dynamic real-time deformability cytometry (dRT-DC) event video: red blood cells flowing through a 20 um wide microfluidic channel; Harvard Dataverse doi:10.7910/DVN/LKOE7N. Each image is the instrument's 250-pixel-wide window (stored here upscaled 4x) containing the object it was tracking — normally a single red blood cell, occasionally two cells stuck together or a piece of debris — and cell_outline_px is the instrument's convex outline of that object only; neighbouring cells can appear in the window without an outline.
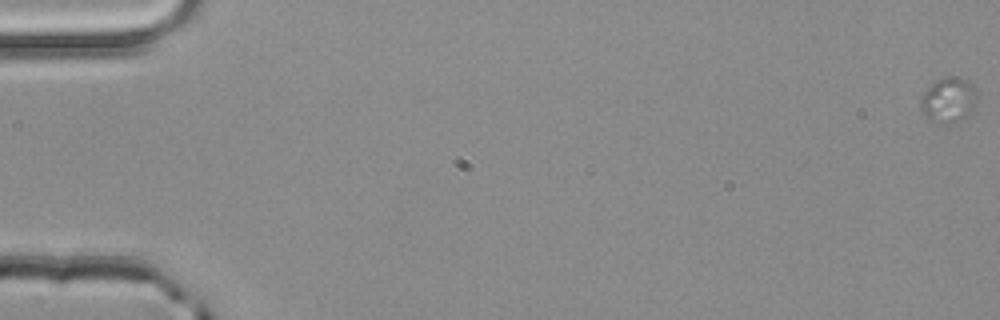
{"species": "common noctule bat (a hibernating species)", "species_latin": "Nyctalus noctula", "temperature_condition": "room temperature", "stored_images_in_passage": 6, "camera_frame_rate_fps": 3000, "um_per_image_px": 0.085, "animal": {"sex": "male", "body_mass_g": 20.4}, "frame": {"image": 1, "passage_image": 1, "time_ms": 0.0, "image_size_px": [1000, 320], "cell_outline_px": [[976, 96], [972, 108], [964, 116], [944, 124], [928, 116], [920, 108], [920, 100], [924, 92], [936, 80], [948, 76], [956, 76], [968, 80], [976, 88]], "centroid_in_image_um": [80.62, 8.42], "position_along_channel_um": 4.4, "area_um2": 14.1}}